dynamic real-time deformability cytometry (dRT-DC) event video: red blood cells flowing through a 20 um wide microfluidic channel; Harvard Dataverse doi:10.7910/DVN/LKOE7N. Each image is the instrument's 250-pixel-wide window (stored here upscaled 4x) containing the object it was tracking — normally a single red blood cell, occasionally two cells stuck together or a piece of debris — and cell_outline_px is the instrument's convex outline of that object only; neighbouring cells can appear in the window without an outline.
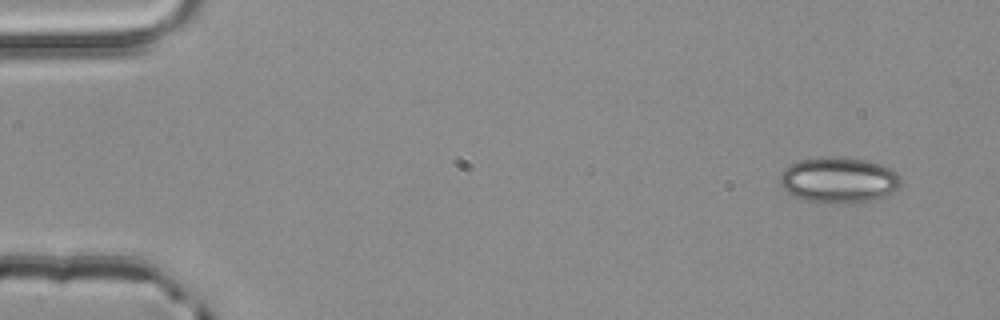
{"species": "common noctule bat (a hibernating species)", "species_latin": "Nyctalus noctula", "temperature_condition": "room temperature", "stored_images_in_passage": 3, "camera_frame_rate_fps": 3000, "um_per_image_px": 0.085, "animal": {"sex": "male", "body_mass_g": 20.4}, "frame": {"image": 1, "passage_image": 1, "time_ms": 0.0, "image_size_px": [1000, 320], "cell_outline_px": [[900, 184], [892, 192], [884, 196], [872, 200], [800, 200], [792, 196], [780, 184], [780, 172], [784, 168], [800, 160], [820, 156], [840, 156], [864, 160], [880, 164], [892, 168], [900, 176]], "centroid_in_image_um": [71.26, 15.23], "position_along_channel_um": 13.7, "area_um2": 31.5}}
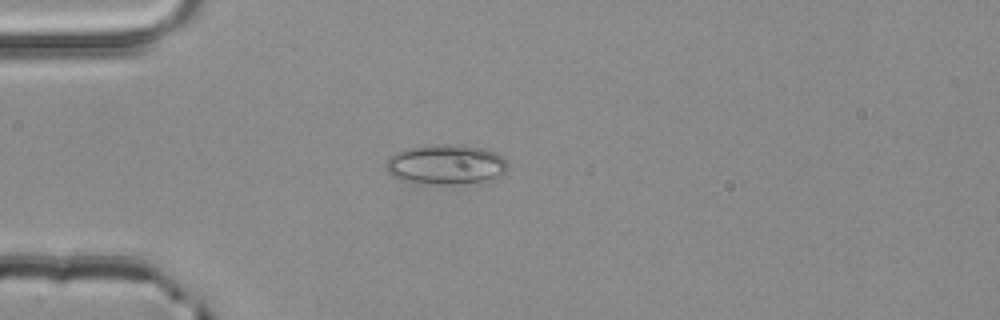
{"frame": {"image": 2, "passage_image": 3, "time_ms": 0.667, "image_size_px": [1000, 320], "cell_outline_px": [[508, 168], [500, 176], [484, 180], [452, 184], [436, 184], [400, 180], [392, 176], [388, 172], [388, 156], [404, 148], [428, 144], [460, 144], [484, 148], [496, 152], [508, 164]], "centroid_in_image_um": [37.89, 13.95], "position_along_channel_um": 47.1, "area_um2": 28.32}}